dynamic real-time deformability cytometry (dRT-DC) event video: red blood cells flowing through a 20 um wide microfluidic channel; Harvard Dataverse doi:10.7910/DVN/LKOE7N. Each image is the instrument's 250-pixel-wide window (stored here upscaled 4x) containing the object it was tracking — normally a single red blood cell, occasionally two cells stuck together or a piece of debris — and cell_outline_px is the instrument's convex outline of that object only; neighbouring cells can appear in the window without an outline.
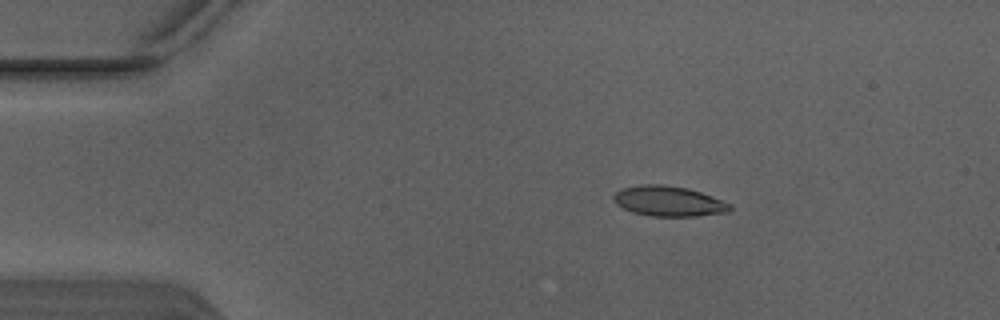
{"species": "Egyptian fruit bat (a non-hibernating species)", "species_latin": "Rousettus aegyptiacus", "temperature_condition": "warm", "stored_images_in_passage": 4, "camera_frame_rate_fps": 3000, "um_per_image_px": 0.085, "animal": {"sex": "male"}, "frame": {"image": 1, "passage_image": 1, "time_ms": 0.0, "image_size_px": [1000, 320], "cell_outline_px": [[732, 208], [728, 212], [696, 216], [652, 216], [632, 212], [616, 204], [612, 200], [612, 196], [620, 188], [640, 184], [660, 184], [688, 188], [712, 196], [732, 204]], "centroid_in_image_um": [56.81, 17.09], "position_along_channel_um": 28.2, "area_um2": 20.63}}
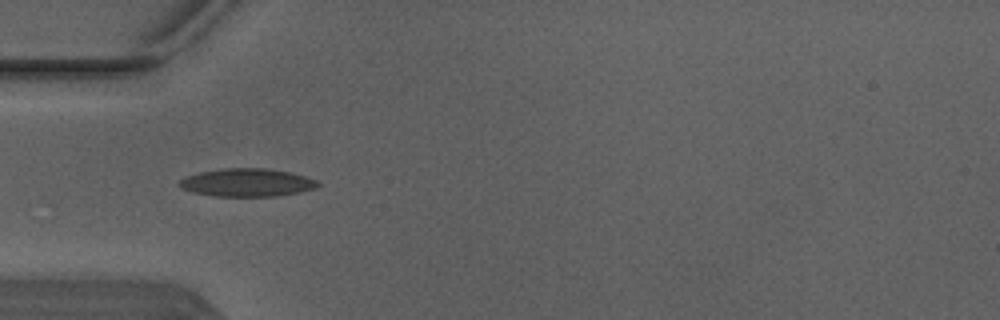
{"frame": {"image": 2, "passage_image": 3, "time_ms": 0.667, "image_size_px": [1000, 320], "cell_outline_px": [[320, 184], [316, 188], [300, 192], [276, 196], [216, 196], [192, 192], [180, 188], [176, 184], [180, 180], [188, 176], [200, 172], [228, 168], [264, 168], [288, 172], [304, 176], [316, 180]], "centroid_in_image_um": [20.98, 15.52], "position_along_channel_um": 64.0, "area_um2": 22.43}}
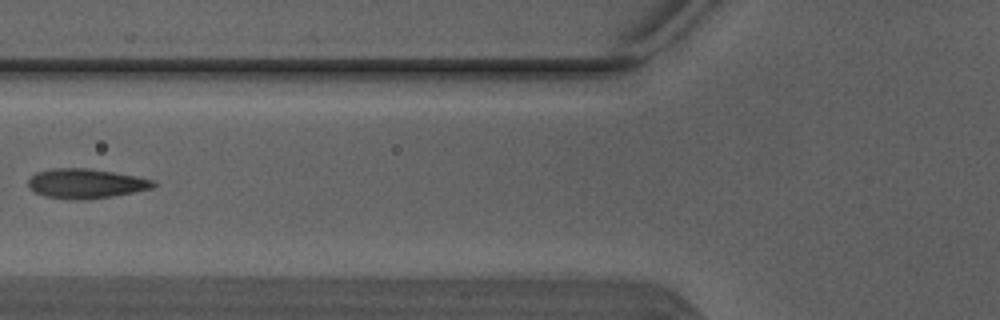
{"frame": {"image": 3, "passage_image": 4, "time_ms": 1.0, "image_size_px": [1000, 320], "cell_outline_px": [[156, 184], [152, 188], [112, 196], [80, 200], [44, 196], [28, 188], [28, 180], [36, 172], [52, 168], [88, 168], [136, 176], [156, 180]], "centroid_in_image_um": [7.28, 15.59], "position_along_channel_um": 118.5, "area_um2": 21.44}}